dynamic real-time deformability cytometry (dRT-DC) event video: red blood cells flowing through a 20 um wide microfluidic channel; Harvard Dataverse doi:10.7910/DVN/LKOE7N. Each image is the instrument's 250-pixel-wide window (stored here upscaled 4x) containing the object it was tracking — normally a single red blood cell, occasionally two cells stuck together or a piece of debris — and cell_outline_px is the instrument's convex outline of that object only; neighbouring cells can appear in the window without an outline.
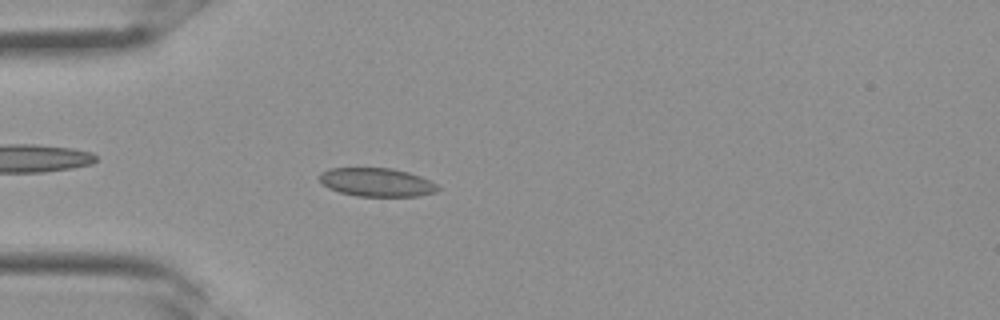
{"species": "Egyptian fruit bat (a non-hibernating species)", "species_latin": "Rousettus aegyptiacus", "temperature_condition": "room temperature", "stored_images_in_passage": 33, "camera_frame_rate_fps": 3000, "um_per_image_px": 0.085, "frame": {"image": 1, "passage_image": 9, "time_ms": 2.667, "image_size_px": [1000, 320], "cell_outline_px": [[440, 188], [436, 192], [420, 196], [356, 196], [340, 192], [328, 188], [320, 180], [320, 172], [328, 168], [392, 168], [408, 172], [420, 176], [436, 184]], "centroid_in_image_um": [32.02, 15.49], "position_along_channel_um": 53.0, "area_um2": 19.65}}
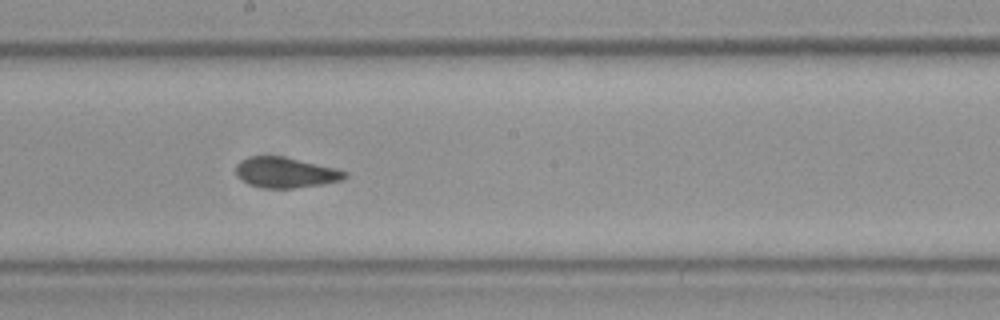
{"frame": {"image": 2, "passage_image": 18, "time_ms": 5.667, "image_size_px": [1000, 320], "cell_outline_px": [[348, 176], [344, 180], [324, 184], [292, 188], [264, 188], [248, 184], [240, 180], [236, 176], [236, 164], [240, 160], [248, 156], [284, 156], [336, 168], [348, 172]], "centroid_in_image_um": [24.27, 14.66], "position_along_channel_um": 223.9, "area_um2": 19.65}}
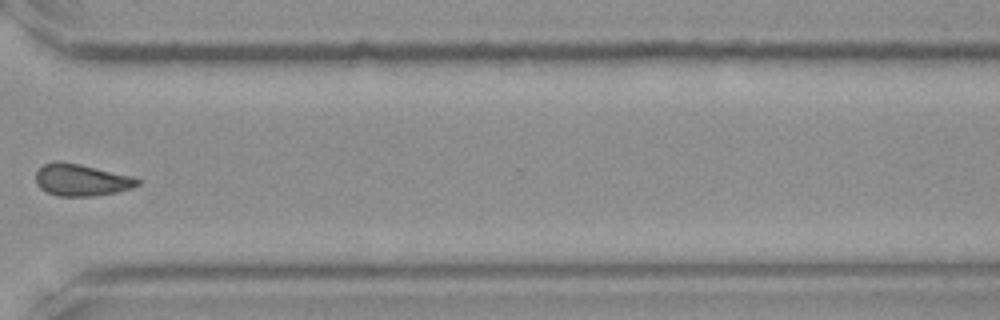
{"frame": {"image": 3, "passage_image": 25, "time_ms": 8.0, "image_size_px": [1000, 320], "cell_outline_px": [[140, 184], [132, 188], [116, 192], [92, 196], [56, 196], [40, 188], [36, 184], [36, 172], [44, 164], [56, 160], [80, 164], [132, 176], [140, 180]], "centroid_in_image_um": [6.9, 15.29], "position_along_channel_um": 363.7, "area_um2": 18.9}}